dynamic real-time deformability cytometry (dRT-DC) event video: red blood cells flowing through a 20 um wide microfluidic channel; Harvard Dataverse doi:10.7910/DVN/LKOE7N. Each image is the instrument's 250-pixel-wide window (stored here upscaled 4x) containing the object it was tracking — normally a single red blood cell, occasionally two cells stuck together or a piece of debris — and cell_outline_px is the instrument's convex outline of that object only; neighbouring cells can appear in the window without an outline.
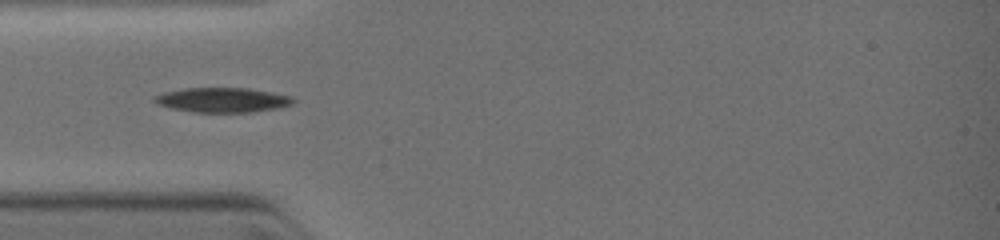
{"species": "common noctule bat (a hibernating species)", "species_latin": "Nyctalus noctula", "temperature_condition": "warm", "stored_images_in_passage": 13, "camera_frame_rate_fps": 3000, "um_per_image_px": 0.085, "animal": {"sex": "female", "body_mass_g": 19.0, "forearm_length_mm": 51.5}, "frame": {"image": 1, "passage_image": 8, "time_ms": 3.333, "image_size_px": [1000, 240], "cell_outline_px": [[296, 100], [292, 104], [276, 108], [252, 112], [196, 112], [172, 108], [156, 104], [152, 100], [152, 96], [164, 92], [184, 88], [248, 88], [272, 92], [292, 96]], "centroid_in_image_um": [18.89, 8.49], "position_along_channel_um": 66.1, "area_um2": 20.0}}
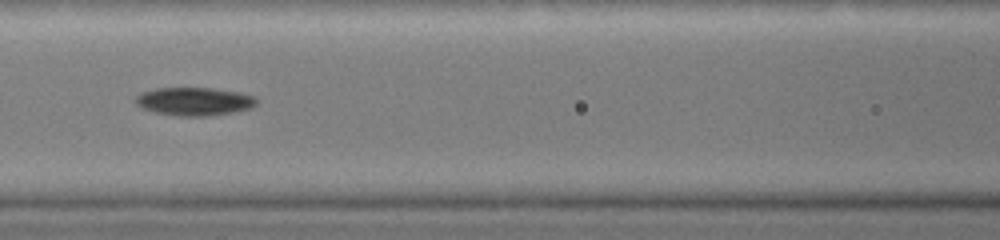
{"frame": {"image": 2, "passage_image": 11, "time_ms": 5.0, "image_size_px": [1000, 240], "cell_outline_px": [[260, 100], [252, 108], [232, 112], [204, 116], [184, 116], [156, 112], [144, 108], [136, 104], [132, 100], [140, 92], [156, 88], [212, 88], [240, 92], [256, 96]], "centroid_in_image_um": [16.54, 8.6], "position_along_channel_um": 150.1, "area_um2": 19.94}}
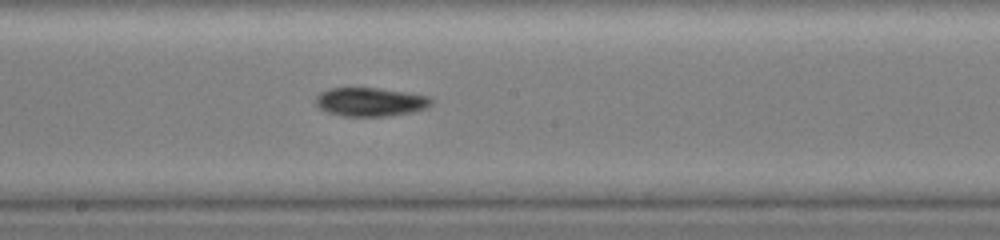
{"frame": {"image": 3, "passage_image": 13, "time_ms": 6.333, "image_size_px": [1000, 240], "cell_outline_px": [[432, 104], [428, 108], [412, 112], [388, 116], [344, 116], [328, 112], [320, 108], [316, 104], [316, 96], [320, 92], [328, 88], [380, 88], [408, 92], [428, 96], [432, 100]], "centroid_in_image_um": [31.5, 8.66], "position_along_channel_um": 216.7, "area_um2": 19.42}}